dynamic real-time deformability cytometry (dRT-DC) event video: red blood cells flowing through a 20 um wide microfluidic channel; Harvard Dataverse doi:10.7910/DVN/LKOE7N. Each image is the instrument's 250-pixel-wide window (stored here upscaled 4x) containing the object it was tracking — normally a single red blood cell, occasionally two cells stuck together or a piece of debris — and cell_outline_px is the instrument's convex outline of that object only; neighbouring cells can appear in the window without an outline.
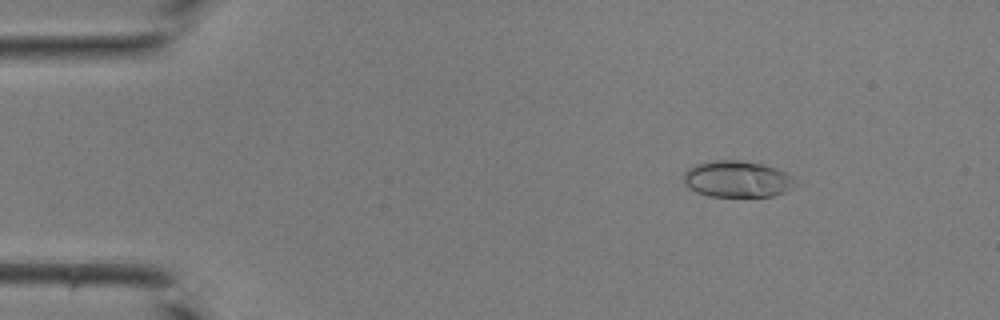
{"species": "common noctule bat (a hibernating species)", "species_latin": "Nyctalus noctula", "temperature_condition": "room temperature", "stored_images_in_passage": 43, "camera_frame_rate_fps": 3000, "um_per_image_px": 0.085, "animal": {"sex": "male", "body_mass_g": 19.0, "forearm_length_mm": 50.8}, "frame": {"image": 1, "passage_image": 7, "time_ms": 2.0, "image_size_px": [1000, 320], "cell_outline_px": [[792, 188], [784, 192], [772, 196], [708, 196], [696, 192], [688, 188], [684, 184], [684, 172], [688, 168], [696, 164], [712, 160], [736, 160], [764, 164], [776, 168], [792, 176]], "centroid_in_image_um": [62.6, 15.22], "position_along_channel_um": 22.4, "area_um2": 23.58}}
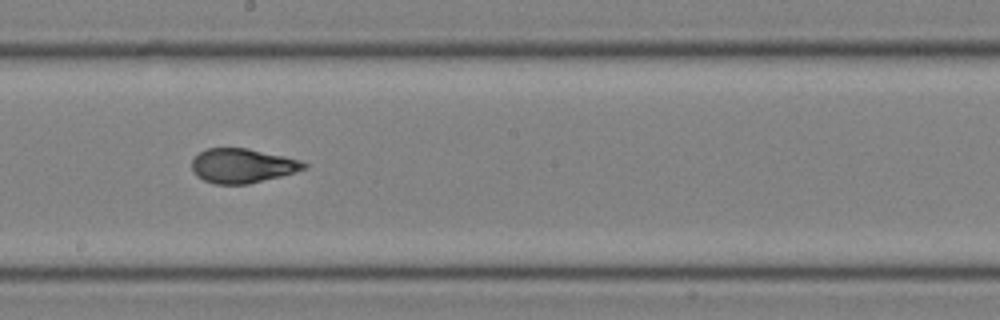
{"frame": {"image": 2, "passage_image": 25, "time_ms": 8.0, "image_size_px": [1000, 320], "cell_outline_px": [[308, 168], [280, 176], [248, 184], [216, 184], [204, 180], [196, 176], [192, 172], [192, 160], [200, 152], [208, 148], [248, 148], [284, 156], [300, 160], [308, 164]], "centroid_in_image_um": [20.6, 14.09], "position_along_channel_um": 227.6, "area_um2": 22.43}}
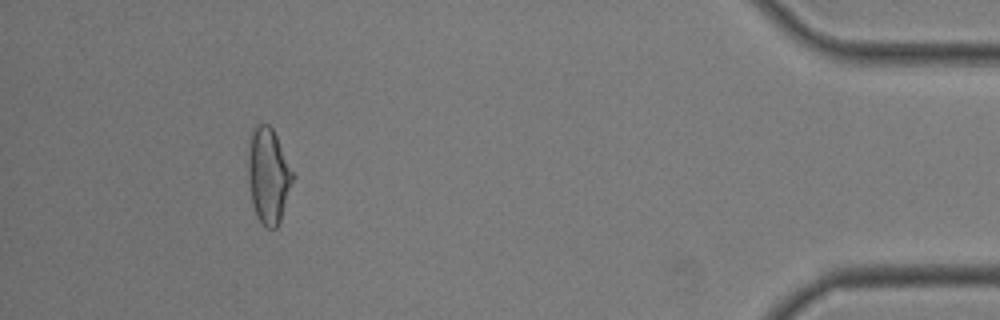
{"frame": {"image": 3, "passage_image": 40, "time_ms": 13.0, "image_size_px": [1000, 320], "cell_outline_px": [[296, 176], [280, 220], [276, 228], [264, 228], [260, 224], [256, 216], [252, 204], [248, 180], [248, 148], [252, 128], [256, 124], [268, 124], [272, 128]], "centroid_in_image_um": [22.81, 14.95], "position_along_channel_um": 412.4, "area_um2": 25.26}}